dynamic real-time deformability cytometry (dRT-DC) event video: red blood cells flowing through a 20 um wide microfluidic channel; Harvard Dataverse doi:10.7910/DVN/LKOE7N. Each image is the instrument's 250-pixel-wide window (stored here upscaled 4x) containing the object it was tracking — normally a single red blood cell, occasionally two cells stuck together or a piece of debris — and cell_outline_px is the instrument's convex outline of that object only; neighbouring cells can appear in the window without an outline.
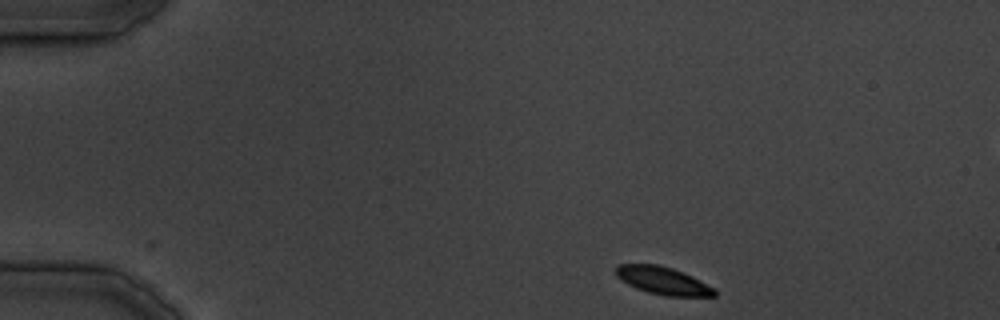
{"species": "common noctule bat (a hibernating species)", "species_latin": "Nyctalus noctula", "temperature_condition": "cold", "stored_images_in_passage": 32, "camera_frame_rate_fps": 3000, "um_per_image_px": 0.085, "animal": {"sex": "male", "body_mass_g": 19.5, "forearm_length_mm": 54.6}, "frame": {"image": 1, "passage_image": 1, "time_ms": 0.0, "image_size_px": [1000, 320], "cell_outline_px": [[716, 296], [664, 296], [648, 292], [636, 288], [620, 280], [616, 276], [616, 264], [656, 264], [672, 268], [692, 276], [716, 288]], "centroid_in_image_um": [56.35, 23.86], "position_along_channel_um": 28.6, "area_um2": 15.95}}
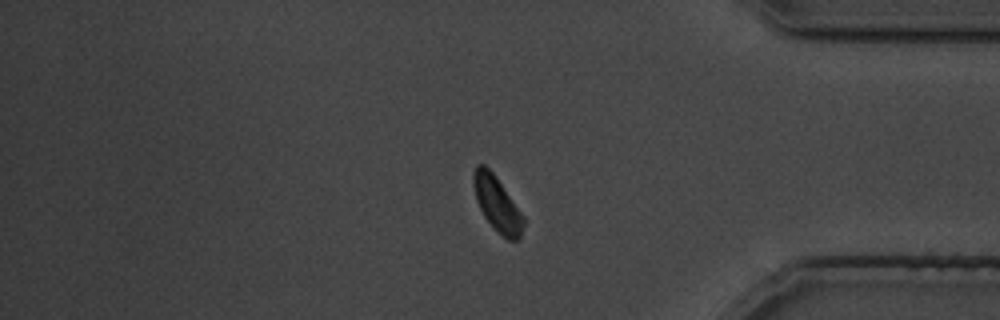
{"frame": {"image": 2, "passage_image": 27, "time_ms": 31.667, "image_size_px": [1000, 320], "cell_outline_px": [[524, 224], [520, 236], [516, 240], [508, 240], [484, 216], [476, 200], [472, 184], [472, 172], [476, 164], [484, 164], [492, 172], [524, 216]], "centroid_in_image_um": [42.22, 17.28], "position_along_channel_um": 393.0, "area_um2": 15.61}}
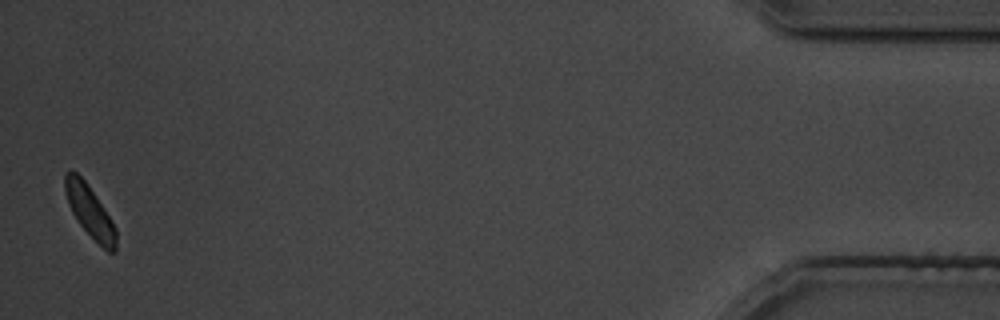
{"frame": {"image": 3, "passage_image": 32, "time_ms": 38.333, "image_size_px": [1000, 320], "cell_outline_px": [[116, 252], [108, 252], [80, 224], [72, 212], [68, 204], [64, 192], [64, 172], [76, 172], [88, 184], [112, 220], [116, 228]], "centroid_in_image_um": [7.62, 17.94], "position_along_channel_um": 427.6, "area_um2": 15.2}}